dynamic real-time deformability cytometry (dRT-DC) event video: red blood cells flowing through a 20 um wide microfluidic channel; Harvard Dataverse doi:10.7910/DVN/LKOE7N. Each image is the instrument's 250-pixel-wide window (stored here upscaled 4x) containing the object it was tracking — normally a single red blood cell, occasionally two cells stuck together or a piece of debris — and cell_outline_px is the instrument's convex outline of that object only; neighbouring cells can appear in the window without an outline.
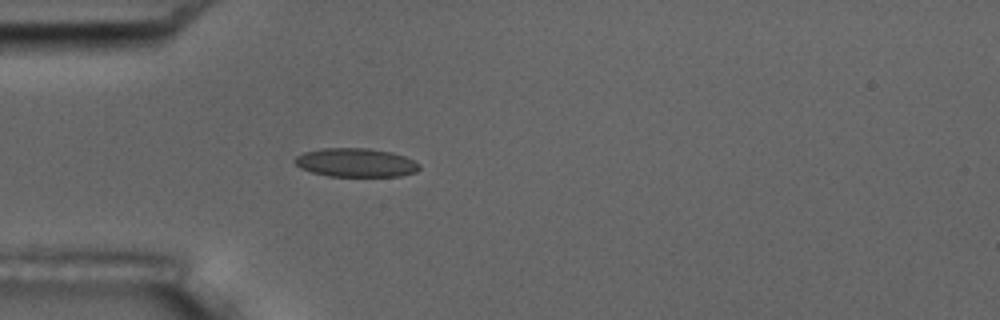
{"species": "common noctule bat (a hibernating species)", "species_latin": "Nyctalus noctula", "temperature_condition": "room temperature", "stored_images_in_passage": 1, "camera_frame_rate_fps": 3000, "um_per_image_px": 0.085, "animal": {"sex": "male", "body_mass_g": 17.5, "forearm_length_mm": 52.3}, "frame": {"image": 1, "passage_image": 1, "time_ms": 0.0, "image_size_px": [1000, 320], "cell_outline_px": [[420, 168], [416, 172], [400, 176], [328, 176], [312, 172], [300, 168], [292, 160], [296, 156], [304, 152], [324, 148], [368, 148], [392, 152], [404, 156], [420, 164]], "centroid_in_image_um": [30.23, 13.82], "position_along_channel_um": 54.8, "area_um2": 20.87}}